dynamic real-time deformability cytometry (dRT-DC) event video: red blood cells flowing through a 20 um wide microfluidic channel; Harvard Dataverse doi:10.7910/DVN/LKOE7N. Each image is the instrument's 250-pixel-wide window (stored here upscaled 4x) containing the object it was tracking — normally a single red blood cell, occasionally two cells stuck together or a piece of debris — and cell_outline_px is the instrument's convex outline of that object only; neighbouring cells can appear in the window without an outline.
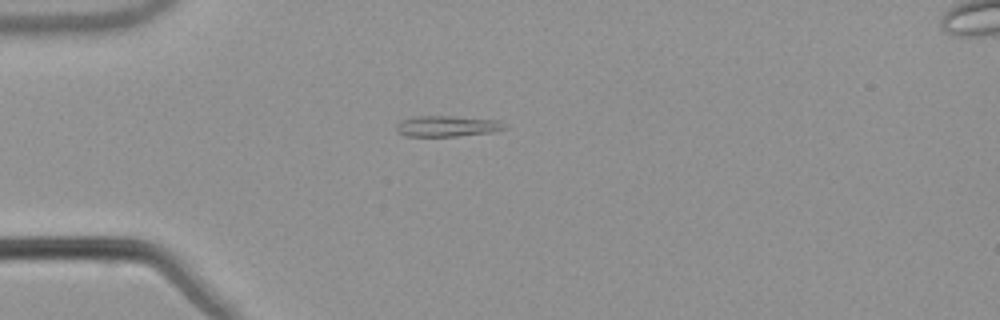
{"species": "common noctule bat (a hibernating species)", "species_latin": "Nyctalus noctula", "temperature_condition": "warm", "stored_images_in_passage": 49, "camera_frame_rate_fps": 3000, "um_per_image_px": 0.085, "animal": {"sex": "male", "body_mass_g": 21.5, "forearm_length_mm": 52.0}, "frame": {"image": 1, "passage_image": 10, "time_ms": 3.0, "image_size_px": [1000, 320], "cell_outline_px": [[508, 128], [492, 132], [456, 136], [404, 136], [396, 132], [396, 124], [404, 120], [420, 116], [452, 116], [500, 120]], "centroid_in_image_um": [38.03, 10.73], "position_along_channel_um": 47.0, "area_um2": 13.12}}
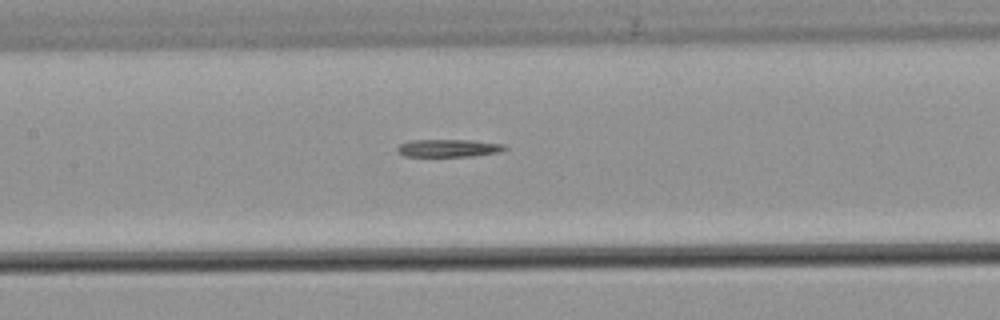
{"frame": {"image": 2, "passage_image": 21, "time_ms": 6.667, "image_size_px": [1000, 320], "cell_outline_px": [[508, 148], [500, 152], [472, 156], [404, 156], [396, 148], [400, 144], [412, 140], [468, 140], [504, 144]], "centroid_in_image_um": [38.16, 12.59], "position_along_channel_um": 169.2, "area_um2": 10.92}}
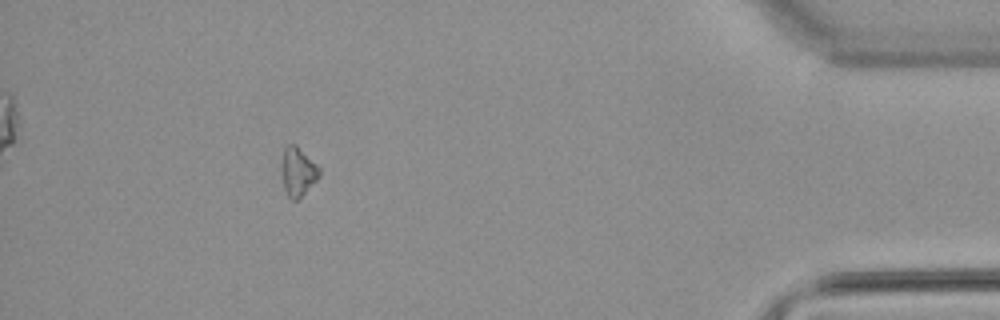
{"frame": {"image": 3, "passage_image": 44, "time_ms": 14.333, "image_size_px": [1000, 320], "cell_outline_px": [[320, 176], [296, 200], [292, 200], [288, 196], [284, 188], [284, 148], [288, 144], [296, 144], [320, 168]], "centroid_in_image_um": [25.36, 14.57], "position_along_channel_um": 409.8, "area_um2": 10.06}}